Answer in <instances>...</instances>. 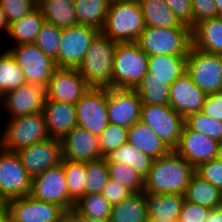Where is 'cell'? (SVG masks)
<instances>
[{
    "label": "cell",
    "instance_id": "obj_11",
    "mask_svg": "<svg viewBox=\"0 0 222 222\" xmlns=\"http://www.w3.org/2000/svg\"><path fill=\"white\" fill-rule=\"evenodd\" d=\"M8 50L22 69L26 83L47 86L57 69L55 60L44 54L34 43L13 44Z\"/></svg>",
    "mask_w": 222,
    "mask_h": 222
},
{
    "label": "cell",
    "instance_id": "obj_10",
    "mask_svg": "<svg viewBox=\"0 0 222 222\" xmlns=\"http://www.w3.org/2000/svg\"><path fill=\"white\" fill-rule=\"evenodd\" d=\"M99 30L86 26L74 25L62 29L59 50L55 64L57 68L77 69Z\"/></svg>",
    "mask_w": 222,
    "mask_h": 222
},
{
    "label": "cell",
    "instance_id": "obj_38",
    "mask_svg": "<svg viewBox=\"0 0 222 222\" xmlns=\"http://www.w3.org/2000/svg\"><path fill=\"white\" fill-rule=\"evenodd\" d=\"M69 197L76 203L85 195V163L63 160Z\"/></svg>",
    "mask_w": 222,
    "mask_h": 222
},
{
    "label": "cell",
    "instance_id": "obj_13",
    "mask_svg": "<svg viewBox=\"0 0 222 222\" xmlns=\"http://www.w3.org/2000/svg\"><path fill=\"white\" fill-rule=\"evenodd\" d=\"M75 108L77 125L99 137L109 124L107 88L90 87Z\"/></svg>",
    "mask_w": 222,
    "mask_h": 222
},
{
    "label": "cell",
    "instance_id": "obj_41",
    "mask_svg": "<svg viewBox=\"0 0 222 222\" xmlns=\"http://www.w3.org/2000/svg\"><path fill=\"white\" fill-rule=\"evenodd\" d=\"M61 34V28L44 21L34 44L37 45L44 54L56 60Z\"/></svg>",
    "mask_w": 222,
    "mask_h": 222
},
{
    "label": "cell",
    "instance_id": "obj_3",
    "mask_svg": "<svg viewBox=\"0 0 222 222\" xmlns=\"http://www.w3.org/2000/svg\"><path fill=\"white\" fill-rule=\"evenodd\" d=\"M117 42L101 32L93 39L77 68L86 83L94 88H112V69Z\"/></svg>",
    "mask_w": 222,
    "mask_h": 222
},
{
    "label": "cell",
    "instance_id": "obj_25",
    "mask_svg": "<svg viewBox=\"0 0 222 222\" xmlns=\"http://www.w3.org/2000/svg\"><path fill=\"white\" fill-rule=\"evenodd\" d=\"M188 55H152L148 59L147 75L150 79L163 80L167 85L174 83L186 72Z\"/></svg>",
    "mask_w": 222,
    "mask_h": 222
},
{
    "label": "cell",
    "instance_id": "obj_30",
    "mask_svg": "<svg viewBox=\"0 0 222 222\" xmlns=\"http://www.w3.org/2000/svg\"><path fill=\"white\" fill-rule=\"evenodd\" d=\"M105 158L107 163H121L131 166L144 179L148 176L154 160L128 142L113 150Z\"/></svg>",
    "mask_w": 222,
    "mask_h": 222
},
{
    "label": "cell",
    "instance_id": "obj_12",
    "mask_svg": "<svg viewBox=\"0 0 222 222\" xmlns=\"http://www.w3.org/2000/svg\"><path fill=\"white\" fill-rule=\"evenodd\" d=\"M140 121L145 123L171 150L179 142L184 117L169 105L142 104Z\"/></svg>",
    "mask_w": 222,
    "mask_h": 222
},
{
    "label": "cell",
    "instance_id": "obj_56",
    "mask_svg": "<svg viewBox=\"0 0 222 222\" xmlns=\"http://www.w3.org/2000/svg\"><path fill=\"white\" fill-rule=\"evenodd\" d=\"M216 159L222 162V142H219Z\"/></svg>",
    "mask_w": 222,
    "mask_h": 222
},
{
    "label": "cell",
    "instance_id": "obj_29",
    "mask_svg": "<svg viewBox=\"0 0 222 222\" xmlns=\"http://www.w3.org/2000/svg\"><path fill=\"white\" fill-rule=\"evenodd\" d=\"M110 222H148L149 214L143 192L134 193L117 205L111 206Z\"/></svg>",
    "mask_w": 222,
    "mask_h": 222
},
{
    "label": "cell",
    "instance_id": "obj_43",
    "mask_svg": "<svg viewBox=\"0 0 222 222\" xmlns=\"http://www.w3.org/2000/svg\"><path fill=\"white\" fill-rule=\"evenodd\" d=\"M9 24L21 19L37 7L36 0H0Z\"/></svg>",
    "mask_w": 222,
    "mask_h": 222
},
{
    "label": "cell",
    "instance_id": "obj_2",
    "mask_svg": "<svg viewBox=\"0 0 222 222\" xmlns=\"http://www.w3.org/2000/svg\"><path fill=\"white\" fill-rule=\"evenodd\" d=\"M145 29L138 0L111 1L104 26L100 31L117 43L137 42Z\"/></svg>",
    "mask_w": 222,
    "mask_h": 222
},
{
    "label": "cell",
    "instance_id": "obj_39",
    "mask_svg": "<svg viewBox=\"0 0 222 222\" xmlns=\"http://www.w3.org/2000/svg\"><path fill=\"white\" fill-rule=\"evenodd\" d=\"M109 179L120 183L133 193L144 191V178L141 177L131 166L121 163H107Z\"/></svg>",
    "mask_w": 222,
    "mask_h": 222
},
{
    "label": "cell",
    "instance_id": "obj_34",
    "mask_svg": "<svg viewBox=\"0 0 222 222\" xmlns=\"http://www.w3.org/2000/svg\"><path fill=\"white\" fill-rule=\"evenodd\" d=\"M24 84L26 80L22 69L11 52L6 49L0 54V98Z\"/></svg>",
    "mask_w": 222,
    "mask_h": 222
},
{
    "label": "cell",
    "instance_id": "obj_1",
    "mask_svg": "<svg viewBox=\"0 0 222 222\" xmlns=\"http://www.w3.org/2000/svg\"><path fill=\"white\" fill-rule=\"evenodd\" d=\"M194 173L195 167L171 150L153 160L151 170L144 179L143 192L184 195Z\"/></svg>",
    "mask_w": 222,
    "mask_h": 222
},
{
    "label": "cell",
    "instance_id": "obj_35",
    "mask_svg": "<svg viewBox=\"0 0 222 222\" xmlns=\"http://www.w3.org/2000/svg\"><path fill=\"white\" fill-rule=\"evenodd\" d=\"M134 90L139 94L142 104L169 105V85L163 80L150 79L146 74Z\"/></svg>",
    "mask_w": 222,
    "mask_h": 222
},
{
    "label": "cell",
    "instance_id": "obj_45",
    "mask_svg": "<svg viewBox=\"0 0 222 222\" xmlns=\"http://www.w3.org/2000/svg\"><path fill=\"white\" fill-rule=\"evenodd\" d=\"M217 17L215 0H192V28L199 22Z\"/></svg>",
    "mask_w": 222,
    "mask_h": 222
},
{
    "label": "cell",
    "instance_id": "obj_7",
    "mask_svg": "<svg viewBox=\"0 0 222 222\" xmlns=\"http://www.w3.org/2000/svg\"><path fill=\"white\" fill-rule=\"evenodd\" d=\"M186 73L206 95L220 93L222 88V55L191 47L186 57Z\"/></svg>",
    "mask_w": 222,
    "mask_h": 222
},
{
    "label": "cell",
    "instance_id": "obj_54",
    "mask_svg": "<svg viewBox=\"0 0 222 222\" xmlns=\"http://www.w3.org/2000/svg\"><path fill=\"white\" fill-rule=\"evenodd\" d=\"M81 222H110V220H109V218L93 219V218L81 216Z\"/></svg>",
    "mask_w": 222,
    "mask_h": 222
},
{
    "label": "cell",
    "instance_id": "obj_17",
    "mask_svg": "<svg viewBox=\"0 0 222 222\" xmlns=\"http://www.w3.org/2000/svg\"><path fill=\"white\" fill-rule=\"evenodd\" d=\"M17 153L31 177L62 163L63 160L61 140L51 137L20 149Z\"/></svg>",
    "mask_w": 222,
    "mask_h": 222
},
{
    "label": "cell",
    "instance_id": "obj_37",
    "mask_svg": "<svg viewBox=\"0 0 222 222\" xmlns=\"http://www.w3.org/2000/svg\"><path fill=\"white\" fill-rule=\"evenodd\" d=\"M74 210L83 217L104 219L109 218L111 205L101 193L88 194L75 203Z\"/></svg>",
    "mask_w": 222,
    "mask_h": 222
},
{
    "label": "cell",
    "instance_id": "obj_51",
    "mask_svg": "<svg viewBox=\"0 0 222 222\" xmlns=\"http://www.w3.org/2000/svg\"><path fill=\"white\" fill-rule=\"evenodd\" d=\"M57 222H81V216L73 209L66 211Z\"/></svg>",
    "mask_w": 222,
    "mask_h": 222
},
{
    "label": "cell",
    "instance_id": "obj_55",
    "mask_svg": "<svg viewBox=\"0 0 222 222\" xmlns=\"http://www.w3.org/2000/svg\"><path fill=\"white\" fill-rule=\"evenodd\" d=\"M217 6V17H222V0H215Z\"/></svg>",
    "mask_w": 222,
    "mask_h": 222
},
{
    "label": "cell",
    "instance_id": "obj_6",
    "mask_svg": "<svg viewBox=\"0 0 222 222\" xmlns=\"http://www.w3.org/2000/svg\"><path fill=\"white\" fill-rule=\"evenodd\" d=\"M6 121L8 123L0 132V146L6 150L17 152L49 138L43 111Z\"/></svg>",
    "mask_w": 222,
    "mask_h": 222
},
{
    "label": "cell",
    "instance_id": "obj_9",
    "mask_svg": "<svg viewBox=\"0 0 222 222\" xmlns=\"http://www.w3.org/2000/svg\"><path fill=\"white\" fill-rule=\"evenodd\" d=\"M30 196L44 202L55 203L65 211L74 209L75 202L69 197L63 160L62 163L32 177Z\"/></svg>",
    "mask_w": 222,
    "mask_h": 222
},
{
    "label": "cell",
    "instance_id": "obj_8",
    "mask_svg": "<svg viewBox=\"0 0 222 222\" xmlns=\"http://www.w3.org/2000/svg\"><path fill=\"white\" fill-rule=\"evenodd\" d=\"M32 177L17 152L0 146V206L6 201L30 195Z\"/></svg>",
    "mask_w": 222,
    "mask_h": 222
},
{
    "label": "cell",
    "instance_id": "obj_49",
    "mask_svg": "<svg viewBox=\"0 0 222 222\" xmlns=\"http://www.w3.org/2000/svg\"><path fill=\"white\" fill-rule=\"evenodd\" d=\"M201 112L212 119L222 122V94L215 93L207 95Z\"/></svg>",
    "mask_w": 222,
    "mask_h": 222
},
{
    "label": "cell",
    "instance_id": "obj_28",
    "mask_svg": "<svg viewBox=\"0 0 222 222\" xmlns=\"http://www.w3.org/2000/svg\"><path fill=\"white\" fill-rule=\"evenodd\" d=\"M184 199L212 210L222 205V192L195 172L186 188Z\"/></svg>",
    "mask_w": 222,
    "mask_h": 222
},
{
    "label": "cell",
    "instance_id": "obj_48",
    "mask_svg": "<svg viewBox=\"0 0 222 222\" xmlns=\"http://www.w3.org/2000/svg\"><path fill=\"white\" fill-rule=\"evenodd\" d=\"M178 20L192 28V0H164Z\"/></svg>",
    "mask_w": 222,
    "mask_h": 222
},
{
    "label": "cell",
    "instance_id": "obj_42",
    "mask_svg": "<svg viewBox=\"0 0 222 222\" xmlns=\"http://www.w3.org/2000/svg\"><path fill=\"white\" fill-rule=\"evenodd\" d=\"M128 141V128L109 123L99 136L101 156L106 157L113 150Z\"/></svg>",
    "mask_w": 222,
    "mask_h": 222
},
{
    "label": "cell",
    "instance_id": "obj_18",
    "mask_svg": "<svg viewBox=\"0 0 222 222\" xmlns=\"http://www.w3.org/2000/svg\"><path fill=\"white\" fill-rule=\"evenodd\" d=\"M45 99L44 86L26 83L4 94L0 98V107L9 113V118H15L42 111Z\"/></svg>",
    "mask_w": 222,
    "mask_h": 222
},
{
    "label": "cell",
    "instance_id": "obj_46",
    "mask_svg": "<svg viewBox=\"0 0 222 222\" xmlns=\"http://www.w3.org/2000/svg\"><path fill=\"white\" fill-rule=\"evenodd\" d=\"M101 194L109 201L110 205H117L134 194L130 189L109 179Z\"/></svg>",
    "mask_w": 222,
    "mask_h": 222
},
{
    "label": "cell",
    "instance_id": "obj_31",
    "mask_svg": "<svg viewBox=\"0 0 222 222\" xmlns=\"http://www.w3.org/2000/svg\"><path fill=\"white\" fill-rule=\"evenodd\" d=\"M111 0H74L78 24L102 30Z\"/></svg>",
    "mask_w": 222,
    "mask_h": 222
},
{
    "label": "cell",
    "instance_id": "obj_24",
    "mask_svg": "<svg viewBox=\"0 0 222 222\" xmlns=\"http://www.w3.org/2000/svg\"><path fill=\"white\" fill-rule=\"evenodd\" d=\"M192 47L222 55V17L197 23L192 28Z\"/></svg>",
    "mask_w": 222,
    "mask_h": 222
},
{
    "label": "cell",
    "instance_id": "obj_23",
    "mask_svg": "<svg viewBox=\"0 0 222 222\" xmlns=\"http://www.w3.org/2000/svg\"><path fill=\"white\" fill-rule=\"evenodd\" d=\"M149 214L148 222L178 221L184 195L143 192Z\"/></svg>",
    "mask_w": 222,
    "mask_h": 222
},
{
    "label": "cell",
    "instance_id": "obj_5",
    "mask_svg": "<svg viewBox=\"0 0 222 222\" xmlns=\"http://www.w3.org/2000/svg\"><path fill=\"white\" fill-rule=\"evenodd\" d=\"M149 56L137 42L117 43L112 69V88L135 89L148 72Z\"/></svg>",
    "mask_w": 222,
    "mask_h": 222
},
{
    "label": "cell",
    "instance_id": "obj_16",
    "mask_svg": "<svg viewBox=\"0 0 222 222\" xmlns=\"http://www.w3.org/2000/svg\"><path fill=\"white\" fill-rule=\"evenodd\" d=\"M89 89L78 69L57 68L45 87L46 99L76 104Z\"/></svg>",
    "mask_w": 222,
    "mask_h": 222
},
{
    "label": "cell",
    "instance_id": "obj_36",
    "mask_svg": "<svg viewBox=\"0 0 222 222\" xmlns=\"http://www.w3.org/2000/svg\"><path fill=\"white\" fill-rule=\"evenodd\" d=\"M85 195L101 193L109 180L107 159L101 157L85 163Z\"/></svg>",
    "mask_w": 222,
    "mask_h": 222
},
{
    "label": "cell",
    "instance_id": "obj_52",
    "mask_svg": "<svg viewBox=\"0 0 222 222\" xmlns=\"http://www.w3.org/2000/svg\"><path fill=\"white\" fill-rule=\"evenodd\" d=\"M9 26L10 24L8 22L7 16L0 6V30H3L6 34H8Z\"/></svg>",
    "mask_w": 222,
    "mask_h": 222
},
{
    "label": "cell",
    "instance_id": "obj_50",
    "mask_svg": "<svg viewBox=\"0 0 222 222\" xmlns=\"http://www.w3.org/2000/svg\"><path fill=\"white\" fill-rule=\"evenodd\" d=\"M203 222H222V205L210 210Z\"/></svg>",
    "mask_w": 222,
    "mask_h": 222
},
{
    "label": "cell",
    "instance_id": "obj_4",
    "mask_svg": "<svg viewBox=\"0 0 222 222\" xmlns=\"http://www.w3.org/2000/svg\"><path fill=\"white\" fill-rule=\"evenodd\" d=\"M140 48L148 55H188L192 47V28L145 26L137 40Z\"/></svg>",
    "mask_w": 222,
    "mask_h": 222
},
{
    "label": "cell",
    "instance_id": "obj_26",
    "mask_svg": "<svg viewBox=\"0 0 222 222\" xmlns=\"http://www.w3.org/2000/svg\"><path fill=\"white\" fill-rule=\"evenodd\" d=\"M129 144L152 159L167 155L171 149L142 121L128 129Z\"/></svg>",
    "mask_w": 222,
    "mask_h": 222
},
{
    "label": "cell",
    "instance_id": "obj_21",
    "mask_svg": "<svg viewBox=\"0 0 222 222\" xmlns=\"http://www.w3.org/2000/svg\"><path fill=\"white\" fill-rule=\"evenodd\" d=\"M169 93V106L184 118L201 112L207 96L186 72L169 86Z\"/></svg>",
    "mask_w": 222,
    "mask_h": 222
},
{
    "label": "cell",
    "instance_id": "obj_53",
    "mask_svg": "<svg viewBox=\"0 0 222 222\" xmlns=\"http://www.w3.org/2000/svg\"><path fill=\"white\" fill-rule=\"evenodd\" d=\"M0 222H11L9 214L0 206Z\"/></svg>",
    "mask_w": 222,
    "mask_h": 222
},
{
    "label": "cell",
    "instance_id": "obj_40",
    "mask_svg": "<svg viewBox=\"0 0 222 222\" xmlns=\"http://www.w3.org/2000/svg\"><path fill=\"white\" fill-rule=\"evenodd\" d=\"M184 123L188 129L207 135L218 142H222L221 121L212 119L202 112H197L185 117Z\"/></svg>",
    "mask_w": 222,
    "mask_h": 222
},
{
    "label": "cell",
    "instance_id": "obj_27",
    "mask_svg": "<svg viewBox=\"0 0 222 222\" xmlns=\"http://www.w3.org/2000/svg\"><path fill=\"white\" fill-rule=\"evenodd\" d=\"M44 20L61 29L78 24L74 0H36Z\"/></svg>",
    "mask_w": 222,
    "mask_h": 222
},
{
    "label": "cell",
    "instance_id": "obj_20",
    "mask_svg": "<svg viewBox=\"0 0 222 222\" xmlns=\"http://www.w3.org/2000/svg\"><path fill=\"white\" fill-rule=\"evenodd\" d=\"M219 142L183 126L178 145L173 149L195 168L216 158Z\"/></svg>",
    "mask_w": 222,
    "mask_h": 222
},
{
    "label": "cell",
    "instance_id": "obj_47",
    "mask_svg": "<svg viewBox=\"0 0 222 222\" xmlns=\"http://www.w3.org/2000/svg\"><path fill=\"white\" fill-rule=\"evenodd\" d=\"M209 211L206 207L185 200L178 222H203Z\"/></svg>",
    "mask_w": 222,
    "mask_h": 222
},
{
    "label": "cell",
    "instance_id": "obj_44",
    "mask_svg": "<svg viewBox=\"0 0 222 222\" xmlns=\"http://www.w3.org/2000/svg\"><path fill=\"white\" fill-rule=\"evenodd\" d=\"M195 172L222 192V162L212 159L195 168Z\"/></svg>",
    "mask_w": 222,
    "mask_h": 222
},
{
    "label": "cell",
    "instance_id": "obj_14",
    "mask_svg": "<svg viewBox=\"0 0 222 222\" xmlns=\"http://www.w3.org/2000/svg\"><path fill=\"white\" fill-rule=\"evenodd\" d=\"M2 207L13 222H57L66 212L55 203L37 200L30 195L10 199Z\"/></svg>",
    "mask_w": 222,
    "mask_h": 222
},
{
    "label": "cell",
    "instance_id": "obj_22",
    "mask_svg": "<svg viewBox=\"0 0 222 222\" xmlns=\"http://www.w3.org/2000/svg\"><path fill=\"white\" fill-rule=\"evenodd\" d=\"M42 111L51 138L61 140L77 125L75 104L45 99Z\"/></svg>",
    "mask_w": 222,
    "mask_h": 222
},
{
    "label": "cell",
    "instance_id": "obj_33",
    "mask_svg": "<svg viewBox=\"0 0 222 222\" xmlns=\"http://www.w3.org/2000/svg\"><path fill=\"white\" fill-rule=\"evenodd\" d=\"M44 21L41 10L36 7L29 14L11 23L8 35L16 45L34 43Z\"/></svg>",
    "mask_w": 222,
    "mask_h": 222
},
{
    "label": "cell",
    "instance_id": "obj_19",
    "mask_svg": "<svg viewBox=\"0 0 222 222\" xmlns=\"http://www.w3.org/2000/svg\"><path fill=\"white\" fill-rule=\"evenodd\" d=\"M61 145L63 160L86 163L102 157L99 137L78 125L61 139Z\"/></svg>",
    "mask_w": 222,
    "mask_h": 222
},
{
    "label": "cell",
    "instance_id": "obj_15",
    "mask_svg": "<svg viewBox=\"0 0 222 222\" xmlns=\"http://www.w3.org/2000/svg\"><path fill=\"white\" fill-rule=\"evenodd\" d=\"M141 107V98L134 89L107 88L109 123L129 129L140 121Z\"/></svg>",
    "mask_w": 222,
    "mask_h": 222
},
{
    "label": "cell",
    "instance_id": "obj_32",
    "mask_svg": "<svg viewBox=\"0 0 222 222\" xmlns=\"http://www.w3.org/2000/svg\"><path fill=\"white\" fill-rule=\"evenodd\" d=\"M142 9L145 26L179 27L182 23L164 0H138Z\"/></svg>",
    "mask_w": 222,
    "mask_h": 222
}]
</instances>
